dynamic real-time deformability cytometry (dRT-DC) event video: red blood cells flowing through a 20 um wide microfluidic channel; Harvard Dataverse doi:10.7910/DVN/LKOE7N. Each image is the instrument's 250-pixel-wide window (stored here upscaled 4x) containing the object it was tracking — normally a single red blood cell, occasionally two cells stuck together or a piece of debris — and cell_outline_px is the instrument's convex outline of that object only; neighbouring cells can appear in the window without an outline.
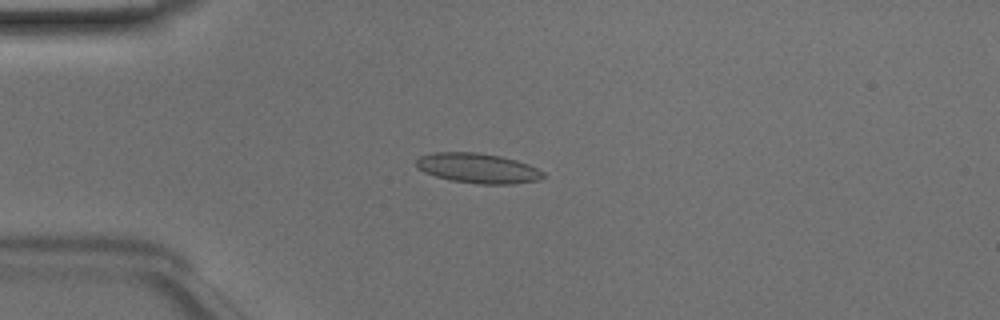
{"species": "Egyptian fruit bat (a non-hibernating species)", "species_latin": "Rousettus aegyptiacus", "temperature_condition": "room temperature", "stored_images_in_passage": 49, "camera_frame_rate_fps": 3000, "um_per_image_px": 0.085, "animal": {"sex": "male"}, "frame": {"image": 1, "passage_image": 13, "time_ms": 4.0, "image_size_px": [1000, 320], "cell_outline_px": [[548, 176], [540, 180], [512, 184], [480, 184], [452, 180], [436, 176], [424, 172], [416, 168], [416, 160], [420, 156], [432, 152], [476, 152], [500, 156], [516, 160], [528, 164], [544, 172]], "centroid_in_image_um": [40.63, 14.3], "position_along_channel_um": 44.4, "area_um2": 22.25}}
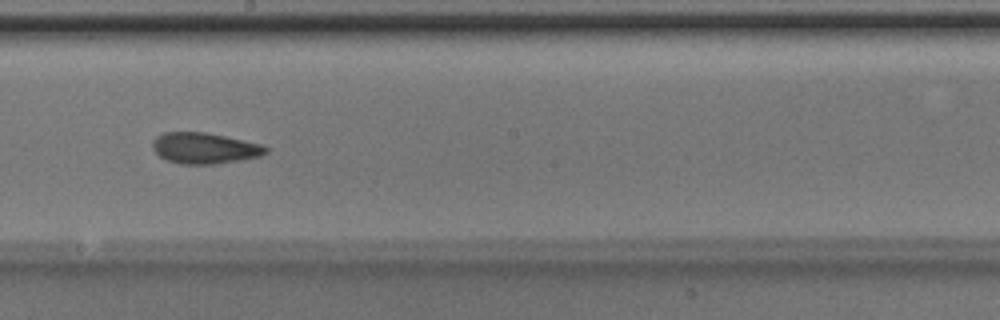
{"frame": {"image": 2, "passage_image": 28, "time_ms": 9.0, "image_size_px": [1000, 320], "cell_outline_px": [[268, 152], [260, 156], [240, 160], [216, 164], [180, 164], [164, 160], [152, 148], [152, 140], [156, 136], [164, 132], [204, 132], [224, 136], [260, 144], [268, 148]], "centroid_in_image_um": [17.34, 12.6], "position_along_channel_um": 230.9, "area_um2": 20.46}}
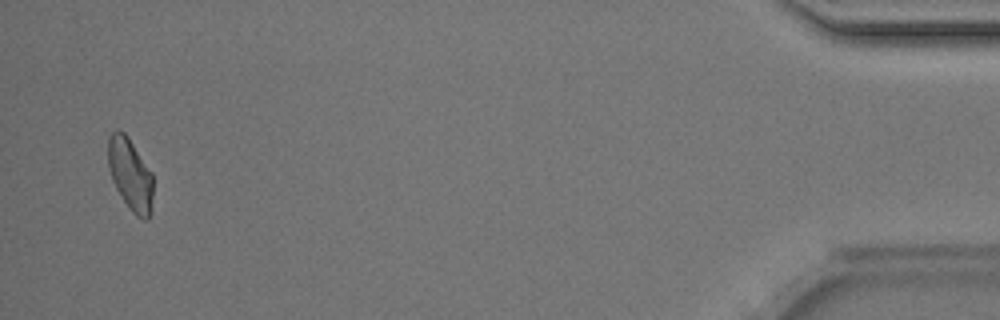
{"frame": {"image": 3, "passage_image": 48, "time_ms": 15.667, "image_size_px": [1000, 320], "cell_outline_px": [[152, 212], [148, 220], [144, 220], [136, 216], [132, 212], [116, 188], [112, 180], [108, 168], [108, 136], [116, 128], [124, 132], [128, 136], [152, 172]], "centroid_in_image_um": [11.07, 14.81], "position_along_channel_um": 424.1, "area_um2": 19.13}, "authors_computed_cell_mechanics": {"area_um2": 20.4612, "velocity_mm_per_s": 4.146, "shape_relaxation_time_tau1_ms": 6.4429, "shape_relaxation_time_tau2_ms": 3.0077, "deformation_change_tau1": 0.1207, "deformation_change_tau2": 0.0934}}